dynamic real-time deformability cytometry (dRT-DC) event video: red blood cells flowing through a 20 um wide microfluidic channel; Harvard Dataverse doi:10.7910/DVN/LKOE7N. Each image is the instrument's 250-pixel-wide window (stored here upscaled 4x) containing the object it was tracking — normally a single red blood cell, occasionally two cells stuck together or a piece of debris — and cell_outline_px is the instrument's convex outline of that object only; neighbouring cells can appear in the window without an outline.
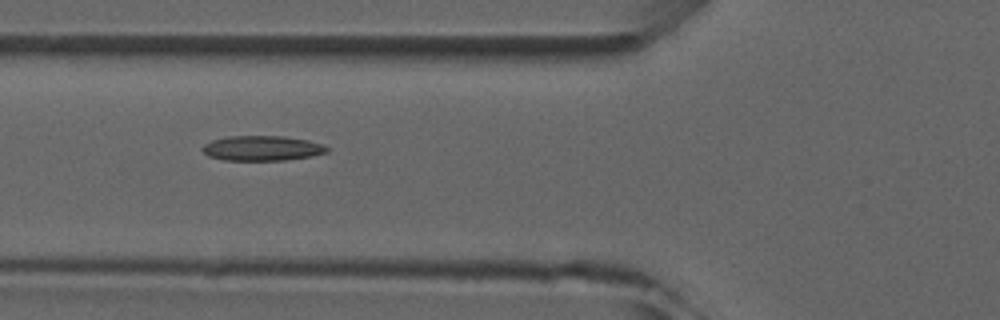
{"species": "common noctule bat (a hibernating species)", "species_latin": "Nyctalus noctula", "temperature_condition": "room temperature", "stored_images_in_passage": 6, "camera_frame_rate_fps": 3000, "um_per_image_px": 0.085, "animal": {"sex": "male", "forearm_length_mm": 52.5}, "frame": {"image": 1, "passage_image": 6, "time_ms": 5.667, "image_size_px": [1000, 320], "cell_outline_px": [[328, 152], [312, 156], [284, 160], [224, 160], [208, 156], [200, 148], [204, 144], [212, 140], [228, 136], [284, 136], [308, 140], [324, 144], [328, 148]], "centroid_in_image_um": [22.28, 12.59], "position_along_channel_um": 103.5, "area_um2": 18.21}}